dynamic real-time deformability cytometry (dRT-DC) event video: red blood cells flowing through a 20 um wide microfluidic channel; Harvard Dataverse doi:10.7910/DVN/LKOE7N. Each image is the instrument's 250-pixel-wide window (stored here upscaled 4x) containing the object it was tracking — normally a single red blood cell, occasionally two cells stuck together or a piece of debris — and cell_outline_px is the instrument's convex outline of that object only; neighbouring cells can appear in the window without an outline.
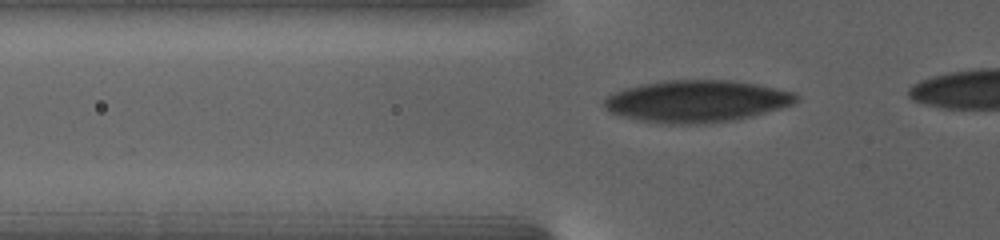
{"species": "human", "species_latin": "Homo sapiens", "temperature_condition": "warm", "stored_images_in_passage": 35, "camera_frame_rate_fps": 3000, "um_per_image_px": 0.085, "donor": {"sex": "female"}, "frame": {"image": 1, "passage_image": 4, "time_ms": 2.0, "image_size_px": [1000, 240], "cell_outline_px": [[800, 100], [792, 104], [780, 108], [752, 116], [732, 120], [704, 124], [660, 124], [636, 120], [608, 112], [604, 108], [604, 100], [608, 96], [624, 88], [640, 84], [664, 80], [728, 80], [756, 84], [796, 92], [800, 96]], "centroid_in_image_um": [59.2, 8.61], "position_along_channel_um": 66.6, "area_um2": 47.34}}
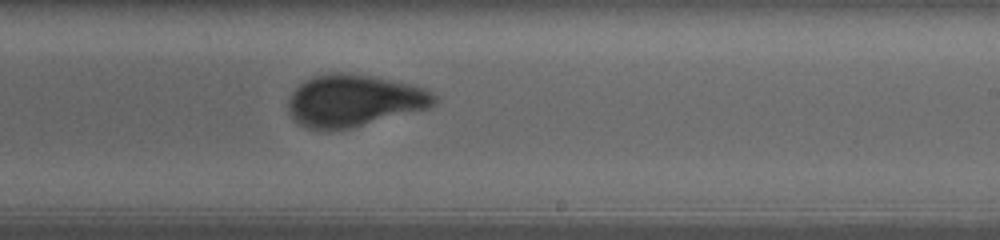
{"frame": {"image": 2, "passage_image": 21, "time_ms": 9.333, "image_size_px": [1000, 240], "cell_outline_px": [[440, 100], [436, 104], [428, 108], [348, 128], [328, 132], [324, 132], [308, 128], [292, 120], [288, 108], [288, 100], [292, 92], [304, 80], [312, 76], [332, 72], [348, 72], [372, 76], [392, 80], [424, 88], [440, 96]], "centroid_in_image_um": [30.07, 8.55], "position_along_channel_um": 258.9, "area_um2": 44.62}}
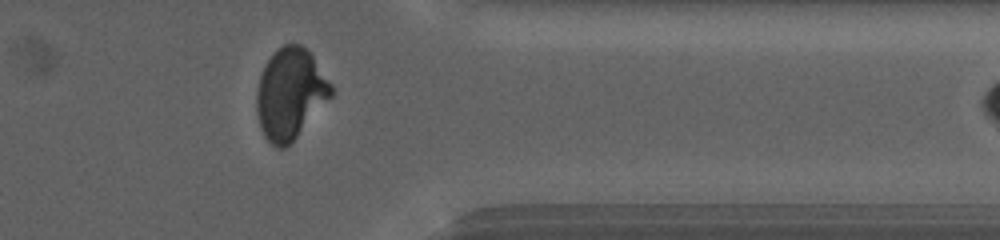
{"frame": {"image": 3, "passage_image": 33, "time_ms": 14.333, "image_size_px": [1000, 240], "cell_outline_px": [[336, 92], [292, 144], [284, 148], [276, 148], [264, 136], [260, 128], [256, 112], [256, 92], [260, 76], [268, 60], [284, 44], [300, 44], [312, 56], [332, 84]], "centroid_in_image_um": [24.69, 8.03], "position_along_channel_um": 386.7, "area_um2": 39.65}, "authors_computed_cell_mechanics": {"area_um2": 45.1996, "velocity_mm_per_s": 2.6905, "shape_relaxation_time_tau1_ms": 6.0677, "shape_relaxation_time_tau2_ms": null, "deformation_change_tau1": 0.1746, "deformation_change_tau2": null}}